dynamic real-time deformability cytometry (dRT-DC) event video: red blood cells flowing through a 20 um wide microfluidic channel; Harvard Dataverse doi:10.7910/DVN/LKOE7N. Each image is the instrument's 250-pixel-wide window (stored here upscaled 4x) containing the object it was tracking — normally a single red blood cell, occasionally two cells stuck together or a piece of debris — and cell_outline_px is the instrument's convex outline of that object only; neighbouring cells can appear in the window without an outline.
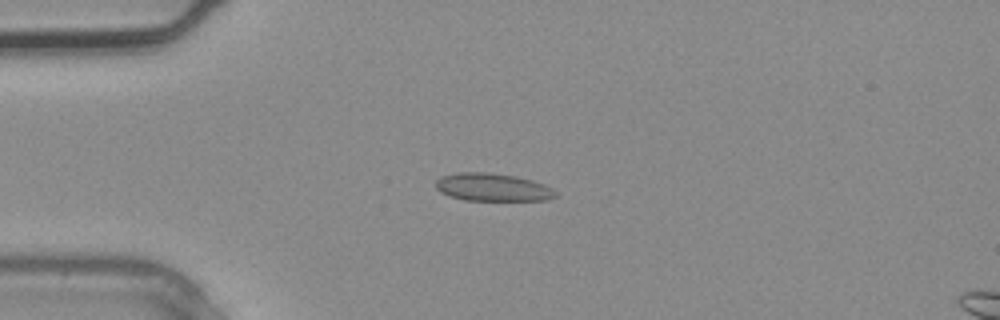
{"species": "common noctule bat (a hibernating species)", "species_latin": "Nyctalus noctula", "temperature_condition": "warm", "stored_images_in_passage": 2, "camera_frame_rate_fps": 3000, "um_per_image_px": 0.085, "animal": {"sex": "male", "body_mass_g": 20.4}, "frame": {"image": 1, "passage_image": 2, "time_ms": 0.333, "image_size_px": [1000, 320], "cell_outline_px": [[556, 196], [548, 200], [464, 200], [440, 192], [436, 188], [436, 180], [440, 176], [460, 172], [484, 172], [516, 176], [532, 180], [544, 184], [552, 188], [556, 192]], "centroid_in_image_um": [41.87, 15.91], "position_along_channel_um": 43.1, "area_um2": 19.36}}